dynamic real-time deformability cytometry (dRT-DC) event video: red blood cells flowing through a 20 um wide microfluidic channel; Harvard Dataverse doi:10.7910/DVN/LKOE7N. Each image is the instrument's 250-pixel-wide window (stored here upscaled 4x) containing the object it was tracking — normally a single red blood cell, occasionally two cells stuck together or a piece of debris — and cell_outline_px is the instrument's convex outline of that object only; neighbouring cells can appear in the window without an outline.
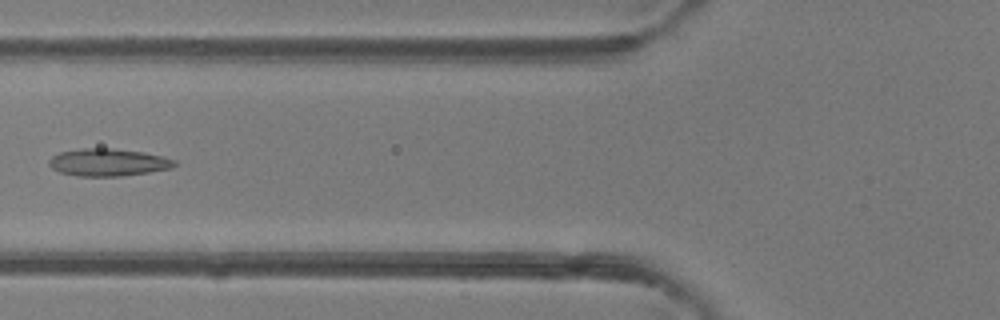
{"species": "common noctule bat (a hibernating species)", "species_latin": "Nyctalus noctula", "temperature_condition": "room temperature", "stored_images_in_passage": 5, "camera_frame_rate_fps": 3000, "um_per_image_px": 0.085, "animal": {"sex": "female"}, "frame": {"image": 1, "passage_image": 5, "time_ms": 1.333, "image_size_px": [1000, 320], "cell_outline_px": [[176, 164], [172, 168], [148, 172], [120, 176], [76, 176], [60, 172], [52, 168], [48, 164], [48, 160], [52, 156], [60, 152], [80, 148], [112, 148], [144, 152], [164, 156], [176, 160]], "centroid_in_image_um": [9.19, 13.79], "position_along_channel_um": 116.6, "area_um2": 20.17}}